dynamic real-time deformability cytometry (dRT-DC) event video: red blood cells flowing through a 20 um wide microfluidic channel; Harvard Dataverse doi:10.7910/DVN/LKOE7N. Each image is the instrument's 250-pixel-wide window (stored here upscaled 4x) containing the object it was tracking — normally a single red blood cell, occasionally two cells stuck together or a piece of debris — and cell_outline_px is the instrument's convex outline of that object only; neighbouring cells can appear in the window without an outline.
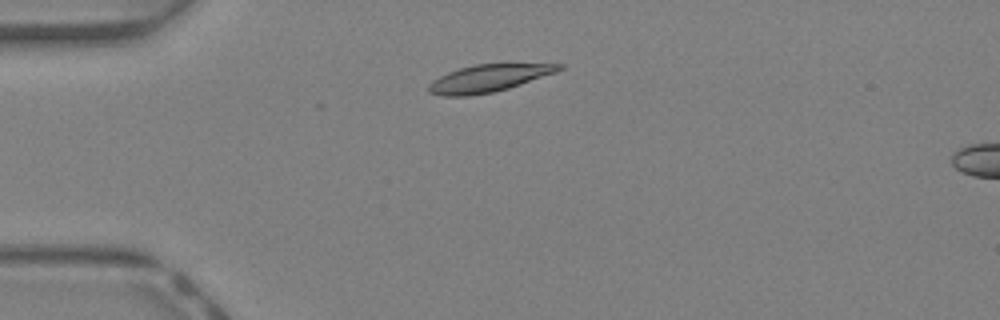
{"species": "Egyptian fruit bat (a non-hibernating species)", "species_latin": "Rousettus aegyptiacus", "temperature_condition": "warm", "stored_images_in_passage": 38, "camera_frame_rate_fps": 3000, "um_per_image_px": 0.085, "animal": {"sex": "female"}, "frame": {"image": 1, "passage_image": 5, "time_ms": 1.333, "image_size_px": [1000, 320], "cell_outline_px": [[564, 68], [556, 72], [508, 88], [492, 92], [468, 96], [440, 96], [428, 92], [428, 84], [432, 80], [448, 72], [460, 68], [476, 64], [564, 64]], "centroid_in_image_um": [41.48, 6.66], "position_along_channel_um": 43.5, "area_um2": 20.52}}
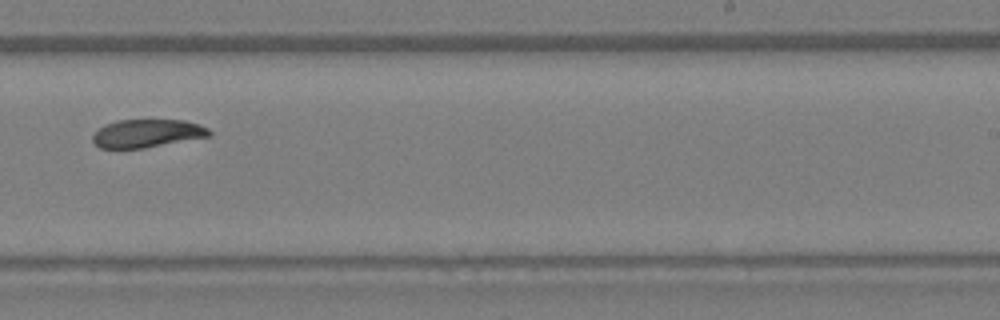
{"frame": {"image": 2, "passage_image": 22, "time_ms": 7.0, "image_size_px": [1000, 320], "cell_outline_px": [[212, 136], [144, 148], [100, 148], [92, 140], [92, 136], [104, 124], [116, 120], [184, 120], [200, 124], [208, 128], [212, 132]], "centroid_in_image_um": [12.54, 11.33], "position_along_channel_um": 276.5, "area_um2": 19.19}}
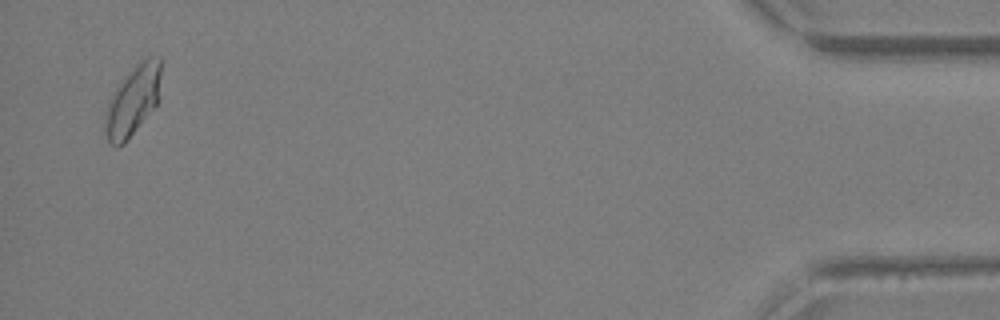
{"frame": {"image": 3, "passage_image": 37, "time_ms": 12.0, "image_size_px": [1000, 320], "cell_outline_px": [[160, 100], [124, 144], [116, 148], [108, 144], [104, 132], [104, 112], [108, 100], [112, 92], [128, 72], [140, 60], [148, 56], [160, 56]], "centroid_in_image_um": [11.26, 8.57], "position_along_channel_um": 423.9, "area_um2": 23.35}, "authors_computed_cell_mechanics": {"area_um2": 20.5768, "velocity_mm_per_s": 4.6111, "shape_relaxation_time_tau1_ms": 9.2891, "shape_relaxation_time_tau2_ms": 2.6274, "deformation_change_tau1": 0.2208, "deformation_change_tau2": 0.0751}}